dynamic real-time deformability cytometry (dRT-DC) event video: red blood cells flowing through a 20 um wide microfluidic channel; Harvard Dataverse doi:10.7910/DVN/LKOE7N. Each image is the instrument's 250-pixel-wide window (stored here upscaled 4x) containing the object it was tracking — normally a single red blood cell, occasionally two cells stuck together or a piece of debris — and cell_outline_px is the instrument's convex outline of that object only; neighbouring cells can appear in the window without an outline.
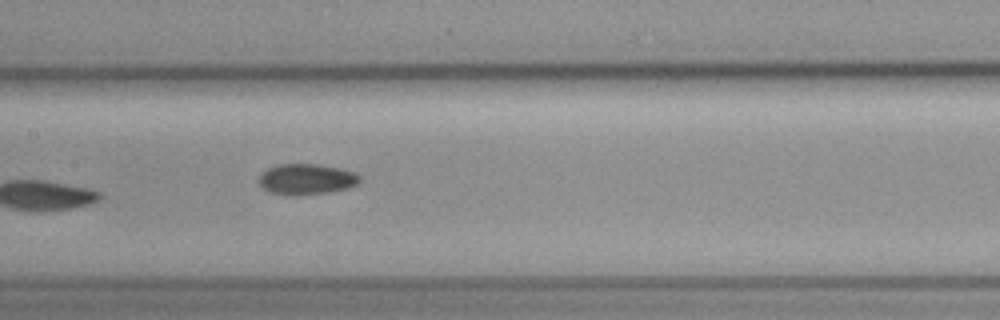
{"species": "common noctule bat (a hibernating species)", "species_latin": "Nyctalus noctula", "temperature_condition": "cold", "stored_images_in_passage": 6, "camera_frame_rate_fps": 3000, "um_per_image_px": 0.085, "animal": {"sex": "female", "body_mass_g": 19.3, "forearm_length_mm": 54.1}, "frame": {"image": 1, "passage_image": 6, "time_ms": 6.0, "image_size_px": [1000, 320], "cell_outline_px": [[360, 180], [356, 184], [348, 188], [328, 192], [272, 192], [264, 188], [260, 184], [260, 176], [268, 168], [276, 164], [316, 164], [340, 168], [352, 172], [360, 176]], "centroid_in_image_um": [26.09, 15.17], "position_along_channel_um": 181.3, "area_um2": 16.99}}